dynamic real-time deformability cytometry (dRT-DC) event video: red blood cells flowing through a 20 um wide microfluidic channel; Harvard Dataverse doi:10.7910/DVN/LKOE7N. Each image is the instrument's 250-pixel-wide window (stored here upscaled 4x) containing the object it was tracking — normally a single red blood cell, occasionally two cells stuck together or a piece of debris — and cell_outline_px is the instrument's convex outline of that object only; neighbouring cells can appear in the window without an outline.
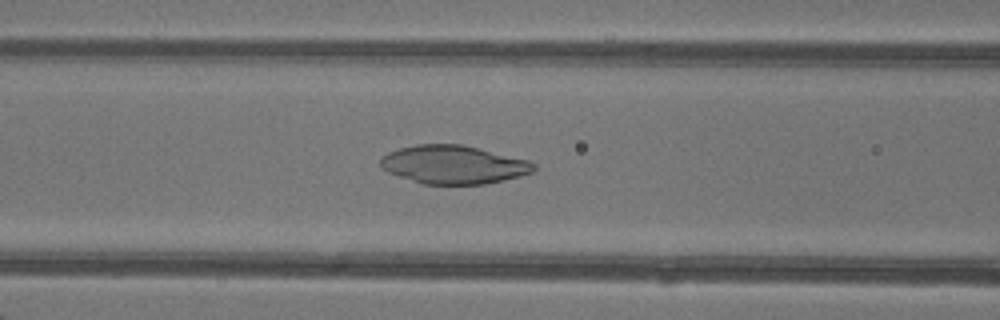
{"species": "common noctule bat (a hibernating species)", "species_latin": "Nyctalus noctula", "temperature_condition": "warm", "stored_images_in_passage": 35, "camera_frame_rate_fps": 3000, "um_per_image_px": 0.085, "animal": {"sex": "female"}, "frame": {"image": 1, "passage_image": 10, "time_ms": 3.0, "image_size_px": [1000, 320], "cell_outline_px": [[536, 168], [532, 172], [520, 176], [504, 180], [484, 184], [424, 184], [388, 172], [380, 164], [380, 160], [388, 152], [400, 148], [416, 144], [460, 144], [528, 160], [536, 164]], "centroid_in_image_um": [38.56, 13.99], "position_along_channel_um": 128.0, "area_um2": 33.93}}
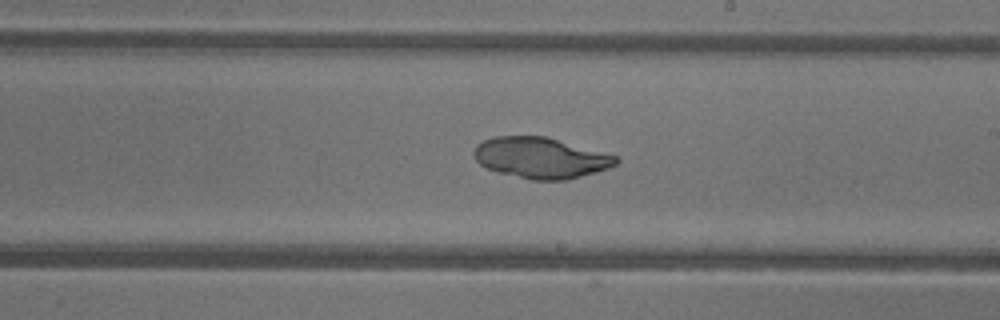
{"frame": {"image": 2, "passage_image": 18, "time_ms": 5.667, "image_size_px": [1000, 320], "cell_outline_px": [[620, 160], [616, 164], [608, 168], [568, 180], [532, 180], [496, 172], [480, 164], [476, 160], [472, 152], [476, 144], [484, 140], [496, 136], [548, 136], [616, 156]], "centroid_in_image_um": [45.94, 13.41], "position_along_channel_um": 243.1, "area_um2": 33.93}}
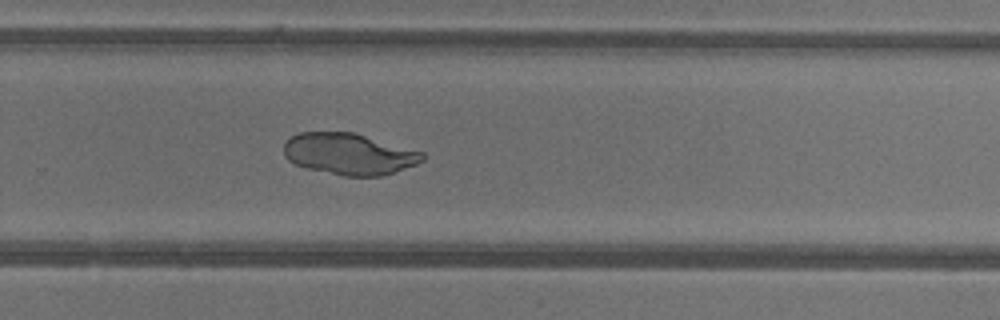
{"frame": {"image": 3, "passage_image": 22, "time_ms": 7.0, "image_size_px": [1000, 320], "cell_outline_px": [[424, 160], [416, 164], [380, 176], [344, 176], [308, 168], [296, 164], [288, 160], [284, 156], [284, 144], [292, 136], [300, 132], [352, 132], [424, 152]], "centroid_in_image_um": [29.66, 13.08], "position_along_channel_um": 300.1, "area_um2": 33.12}}